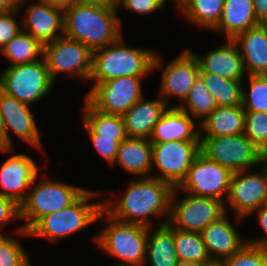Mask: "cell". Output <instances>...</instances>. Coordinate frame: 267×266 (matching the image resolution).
<instances>
[{"instance_id": "1", "label": "cell", "mask_w": 267, "mask_h": 266, "mask_svg": "<svg viewBox=\"0 0 267 266\" xmlns=\"http://www.w3.org/2000/svg\"><path fill=\"white\" fill-rule=\"evenodd\" d=\"M123 195L115 201L103 200V209L116 220L147 227L164 225L169 221L174 187L154 177L130 180ZM151 217L158 219L157 223ZM159 217V218H158Z\"/></svg>"}, {"instance_id": "2", "label": "cell", "mask_w": 267, "mask_h": 266, "mask_svg": "<svg viewBox=\"0 0 267 266\" xmlns=\"http://www.w3.org/2000/svg\"><path fill=\"white\" fill-rule=\"evenodd\" d=\"M117 7L74 3L63 11V35L88 46L92 51L116 42L122 34Z\"/></svg>"}, {"instance_id": "3", "label": "cell", "mask_w": 267, "mask_h": 266, "mask_svg": "<svg viewBox=\"0 0 267 266\" xmlns=\"http://www.w3.org/2000/svg\"><path fill=\"white\" fill-rule=\"evenodd\" d=\"M122 35L116 42L92 52L89 82L101 83L119 77L147 78L153 72L156 51L127 46Z\"/></svg>"}, {"instance_id": "4", "label": "cell", "mask_w": 267, "mask_h": 266, "mask_svg": "<svg viewBox=\"0 0 267 266\" xmlns=\"http://www.w3.org/2000/svg\"><path fill=\"white\" fill-rule=\"evenodd\" d=\"M102 219L107 223L92 236L102 253L118 260L116 265L144 266L149 227L116 220L104 209L100 211L97 222Z\"/></svg>"}, {"instance_id": "5", "label": "cell", "mask_w": 267, "mask_h": 266, "mask_svg": "<svg viewBox=\"0 0 267 266\" xmlns=\"http://www.w3.org/2000/svg\"><path fill=\"white\" fill-rule=\"evenodd\" d=\"M101 190L89 188L70 206L40 218L29 230L28 237H38L50 242L62 241L71 235L84 231L97 222L103 209V200L99 199Z\"/></svg>"}, {"instance_id": "6", "label": "cell", "mask_w": 267, "mask_h": 266, "mask_svg": "<svg viewBox=\"0 0 267 266\" xmlns=\"http://www.w3.org/2000/svg\"><path fill=\"white\" fill-rule=\"evenodd\" d=\"M87 189L65 181H55V179L49 178V175L44 174L42 177V174L39 173L34 179L26 199L20 205V219L25 223L18 226L14 233L20 237H28V230L40 218L70 206Z\"/></svg>"}, {"instance_id": "7", "label": "cell", "mask_w": 267, "mask_h": 266, "mask_svg": "<svg viewBox=\"0 0 267 266\" xmlns=\"http://www.w3.org/2000/svg\"><path fill=\"white\" fill-rule=\"evenodd\" d=\"M54 84L44 58L7 66L0 73V89L31 106L47 97Z\"/></svg>"}, {"instance_id": "8", "label": "cell", "mask_w": 267, "mask_h": 266, "mask_svg": "<svg viewBox=\"0 0 267 266\" xmlns=\"http://www.w3.org/2000/svg\"><path fill=\"white\" fill-rule=\"evenodd\" d=\"M200 152L232 173L257 168L262 152L244 134L200 136Z\"/></svg>"}, {"instance_id": "9", "label": "cell", "mask_w": 267, "mask_h": 266, "mask_svg": "<svg viewBox=\"0 0 267 266\" xmlns=\"http://www.w3.org/2000/svg\"><path fill=\"white\" fill-rule=\"evenodd\" d=\"M92 52L88 46L65 35L43 45V58L54 82L61 73L89 82Z\"/></svg>"}, {"instance_id": "10", "label": "cell", "mask_w": 267, "mask_h": 266, "mask_svg": "<svg viewBox=\"0 0 267 266\" xmlns=\"http://www.w3.org/2000/svg\"><path fill=\"white\" fill-rule=\"evenodd\" d=\"M184 193L186 195L184 194L181 199L177 197L181 194L177 187L172 193L167 223L173 228L200 233L226 213L225 203L218 199Z\"/></svg>"}, {"instance_id": "11", "label": "cell", "mask_w": 267, "mask_h": 266, "mask_svg": "<svg viewBox=\"0 0 267 266\" xmlns=\"http://www.w3.org/2000/svg\"><path fill=\"white\" fill-rule=\"evenodd\" d=\"M162 62H164L162 61V57L156 52L153 71L158 69L162 71L157 95L169 107L173 98H178L179 103L175 105L171 104V107H178L187 98L192 85L199 76L200 68L198 60L188 47L181 51L179 55L175 56L174 59L166 63V65Z\"/></svg>"}, {"instance_id": "12", "label": "cell", "mask_w": 267, "mask_h": 266, "mask_svg": "<svg viewBox=\"0 0 267 266\" xmlns=\"http://www.w3.org/2000/svg\"><path fill=\"white\" fill-rule=\"evenodd\" d=\"M266 203L267 171L262 164L257 168L232 173L225 208L226 212L233 213L234 222L245 221L253 211Z\"/></svg>"}, {"instance_id": "13", "label": "cell", "mask_w": 267, "mask_h": 266, "mask_svg": "<svg viewBox=\"0 0 267 266\" xmlns=\"http://www.w3.org/2000/svg\"><path fill=\"white\" fill-rule=\"evenodd\" d=\"M152 174L174 188L185 179L189 168L200 153V141L151 142ZM158 171L155 172L153 171Z\"/></svg>"}, {"instance_id": "14", "label": "cell", "mask_w": 267, "mask_h": 266, "mask_svg": "<svg viewBox=\"0 0 267 266\" xmlns=\"http://www.w3.org/2000/svg\"><path fill=\"white\" fill-rule=\"evenodd\" d=\"M231 176L232 172L228 168L200 152L177 188L180 192L212 197L225 203L230 191Z\"/></svg>"}, {"instance_id": "15", "label": "cell", "mask_w": 267, "mask_h": 266, "mask_svg": "<svg viewBox=\"0 0 267 266\" xmlns=\"http://www.w3.org/2000/svg\"><path fill=\"white\" fill-rule=\"evenodd\" d=\"M141 81L143 78L126 76L93 83L84 97L101 112L123 116L144 96Z\"/></svg>"}, {"instance_id": "16", "label": "cell", "mask_w": 267, "mask_h": 266, "mask_svg": "<svg viewBox=\"0 0 267 266\" xmlns=\"http://www.w3.org/2000/svg\"><path fill=\"white\" fill-rule=\"evenodd\" d=\"M32 106L17 100L0 89V112L5 128V148L13 147V136L20 138L37 151H44L41 134L37 125Z\"/></svg>"}, {"instance_id": "17", "label": "cell", "mask_w": 267, "mask_h": 266, "mask_svg": "<svg viewBox=\"0 0 267 266\" xmlns=\"http://www.w3.org/2000/svg\"><path fill=\"white\" fill-rule=\"evenodd\" d=\"M0 152L10 155L0 165V195L21 205L43 167L27 153H11L14 152V148H0Z\"/></svg>"}, {"instance_id": "18", "label": "cell", "mask_w": 267, "mask_h": 266, "mask_svg": "<svg viewBox=\"0 0 267 266\" xmlns=\"http://www.w3.org/2000/svg\"><path fill=\"white\" fill-rule=\"evenodd\" d=\"M24 7L25 14L24 17H21L22 29L36 38L42 45L63 35V10L43 0H36L35 2L22 0L18 9L21 11Z\"/></svg>"}, {"instance_id": "19", "label": "cell", "mask_w": 267, "mask_h": 266, "mask_svg": "<svg viewBox=\"0 0 267 266\" xmlns=\"http://www.w3.org/2000/svg\"><path fill=\"white\" fill-rule=\"evenodd\" d=\"M189 50L198 60L200 73H211L245 83L247 75L243 60L238 46L232 39H226L222 45L216 46L202 55Z\"/></svg>"}, {"instance_id": "20", "label": "cell", "mask_w": 267, "mask_h": 266, "mask_svg": "<svg viewBox=\"0 0 267 266\" xmlns=\"http://www.w3.org/2000/svg\"><path fill=\"white\" fill-rule=\"evenodd\" d=\"M233 223L226 212L200 232L212 260L223 261L248 243Z\"/></svg>"}, {"instance_id": "21", "label": "cell", "mask_w": 267, "mask_h": 266, "mask_svg": "<svg viewBox=\"0 0 267 266\" xmlns=\"http://www.w3.org/2000/svg\"><path fill=\"white\" fill-rule=\"evenodd\" d=\"M179 107H168L155 125L150 142L200 141V124Z\"/></svg>"}, {"instance_id": "22", "label": "cell", "mask_w": 267, "mask_h": 266, "mask_svg": "<svg viewBox=\"0 0 267 266\" xmlns=\"http://www.w3.org/2000/svg\"><path fill=\"white\" fill-rule=\"evenodd\" d=\"M240 51L246 75H267V24H259L232 39Z\"/></svg>"}, {"instance_id": "23", "label": "cell", "mask_w": 267, "mask_h": 266, "mask_svg": "<svg viewBox=\"0 0 267 266\" xmlns=\"http://www.w3.org/2000/svg\"><path fill=\"white\" fill-rule=\"evenodd\" d=\"M168 107L159 95L148 100L143 96L123 115L127 137L150 139Z\"/></svg>"}, {"instance_id": "24", "label": "cell", "mask_w": 267, "mask_h": 266, "mask_svg": "<svg viewBox=\"0 0 267 266\" xmlns=\"http://www.w3.org/2000/svg\"><path fill=\"white\" fill-rule=\"evenodd\" d=\"M114 165L118 168L120 166L124 172L135 178L151 177L152 144L150 140L127 137L119 144Z\"/></svg>"}, {"instance_id": "25", "label": "cell", "mask_w": 267, "mask_h": 266, "mask_svg": "<svg viewBox=\"0 0 267 266\" xmlns=\"http://www.w3.org/2000/svg\"><path fill=\"white\" fill-rule=\"evenodd\" d=\"M259 24L253 0H225L219 23L212 32L220 33L225 39H233Z\"/></svg>"}, {"instance_id": "26", "label": "cell", "mask_w": 267, "mask_h": 266, "mask_svg": "<svg viewBox=\"0 0 267 266\" xmlns=\"http://www.w3.org/2000/svg\"><path fill=\"white\" fill-rule=\"evenodd\" d=\"M245 110L241 106H217L200 123V136H232L244 133Z\"/></svg>"}, {"instance_id": "27", "label": "cell", "mask_w": 267, "mask_h": 266, "mask_svg": "<svg viewBox=\"0 0 267 266\" xmlns=\"http://www.w3.org/2000/svg\"><path fill=\"white\" fill-rule=\"evenodd\" d=\"M177 260L173 227L168 223L149 227L144 266H175Z\"/></svg>"}, {"instance_id": "28", "label": "cell", "mask_w": 267, "mask_h": 266, "mask_svg": "<svg viewBox=\"0 0 267 266\" xmlns=\"http://www.w3.org/2000/svg\"><path fill=\"white\" fill-rule=\"evenodd\" d=\"M82 121L98 138H114L119 144L127 138L123 116L101 112L84 97Z\"/></svg>"}, {"instance_id": "29", "label": "cell", "mask_w": 267, "mask_h": 266, "mask_svg": "<svg viewBox=\"0 0 267 266\" xmlns=\"http://www.w3.org/2000/svg\"><path fill=\"white\" fill-rule=\"evenodd\" d=\"M224 3L225 0H182L176 10L192 26L212 31L219 23Z\"/></svg>"}, {"instance_id": "30", "label": "cell", "mask_w": 267, "mask_h": 266, "mask_svg": "<svg viewBox=\"0 0 267 266\" xmlns=\"http://www.w3.org/2000/svg\"><path fill=\"white\" fill-rule=\"evenodd\" d=\"M0 55L9 61L8 66L30 63L43 58V45L22 29L0 50Z\"/></svg>"}, {"instance_id": "31", "label": "cell", "mask_w": 267, "mask_h": 266, "mask_svg": "<svg viewBox=\"0 0 267 266\" xmlns=\"http://www.w3.org/2000/svg\"><path fill=\"white\" fill-rule=\"evenodd\" d=\"M217 106H241L243 81L227 79L211 73H199Z\"/></svg>"}, {"instance_id": "32", "label": "cell", "mask_w": 267, "mask_h": 266, "mask_svg": "<svg viewBox=\"0 0 267 266\" xmlns=\"http://www.w3.org/2000/svg\"><path fill=\"white\" fill-rule=\"evenodd\" d=\"M178 107L200 124L216 109L217 104L203 79L198 76L187 98Z\"/></svg>"}, {"instance_id": "33", "label": "cell", "mask_w": 267, "mask_h": 266, "mask_svg": "<svg viewBox=\"0 0 267 266\" xmlns=\"http://www.w3.org/2000/svg\"><path fill=\"white\" fill-rule=\"evenodd\" d=\"M173 237L179 260L198 264L207 263L212 260L200 233L173 228Z\"/></svg>"}, {"instance_id": "34", "label": "cell", "mask_w": 267, "mask_h": 266, "mask_svg": "<svg viewBox=\"0 0 267 266\" xmlns=\"http://www.w3.org/2000/svg\"><path fill=\"white\" fill-rule=\"evenodd\" d=\"M246 77L249 88L242 85V107L245 112L267 113V75Z\"/></svg>"}, {"instance_id": "35", "label": "cell", "mask_w": 267, "mask_h": 266, "mask_svg": "<svg viewBox=\"0 0 267 266\" xmlns=\"http://www.w3.org/2000/svg\"><path fill=\"white\" fill-rule=\"evenodd\" d=\"M19 239L12 235H0V266H29V253Z\"/></svg>"}, {"instance_id": "36", "label": "cell", "mask_w": 267, "mask_h": 266, "mask_svg": "<svg viewBox=\"0 0 267 266\" xmlns=\"http://www.w3.org/2000/svg\"><path fill=\"white\" fill-rule=\"evenodd\" d=\"M244 134L261 151H267V113L245 112Z\"/></svg>"}, {"instance_id": "37", "label": "cell", "mask_w": 267, "mask_h": 266, "mask_svg": "<svg viewBox=\"0 0 267 266\" xmlns=\"http://www.w3.org/2000/svg\"><path fill=\"white\" fill-rule=\"evenodd\" d=\"M222 262L224 266H267V246L247 243Z\"/></svg>"}, {"instance_id": "38", "label": "cell", "mask_w": 267, "mask_h": 266, "mask_svg": "<svg viewBox=\"0 0 267 266\" xmlns=\"http://www.w3.org/2000/svg\"><path fill=\"white\" fill-rule=\"evenodd\" d=\"M81 122L85 132H87L86 134L88 135L89 140H91L90 143L94 147V150L106 163H108V165L113 166L117 158L119 143L114 141V138H98V135H96L83 121Z\"/></svg>"}, {"instance_id": "39", "label": "cell", "mask_w": 267, "mask_h": 266, "mask_svg": "<svg viewBox=\"0 0 267 266\" xmlns=\"http://www.w3.org/2000/svg\"><path fill=\"white\" fill-rule=\"evenodd\" d=\"M21 12L24 11L19 9L0 11V50L22 30L21 20L17 22Z\"/></svg>"}, {"instance_id": "40", "label": "cell", "mask_w": 267, "mask_h": 266, "mask_svg": "<svg viewBox=\"0 0 267 266\" xmlns=\"http://www.w3.org/2000/svg\"><path fill=\"white\" fill-rule=\"evenodd\" d=\"M166 2L167 0H116V6L118 11L124 8L130 13L148 16L164 10Z\"/></svg>"}, {"instance_id": "41", "label": "cell", "mask_w": 267, "mask_h": 266, "mask_svg": "<svg viewBox=\"0 0 267 266\" xmlns=\"http://www.w3.org/2000/svg\"><path fill=\"white\" fill-rule=\"evenodd\" d=\"M20 220V205L12 199L0 195V235L12 221Z\"/></svg>"}, {"instance_id": "42", "label": "cell", "mask_w": 267, "mask_h": 266, "mask_svg": "<svg viewBox=\"0 0 267 266\" xmlns=\"http://www.w3.org/2000/svg\"><path fill=\"white\" fill-rule=\"evenodd\" d=\"M255 215L257 218L258 226L263 230V235L256 237H247V242L253 245L267 246V203L263 204L260 208L253 211L249 216Z\"/></svg>"}, {"instance_id": "43", "label": "cell", "mask_w": 267, "mask_h": 266, "mask_svg": "<svg viewBox=\"0 0 267 266\" xmlns=\"http://www.w3.org/2000/svg\"><path fill=\"white\" fill-rule=\"evenodd\" d=\"M256 19L261 24H267V0H253Z\"/></svg>"}, {"instance_id": "44", "label": "cell", "mask_w": 267, "mask_h": 266, "mask_svg": "<svg viewBox=\"0 0 267 266\" xmlns=\"http://www.w3.org/2000/svg\"><path fill=\"white\" fill-rule=\"evenodd\" d=\"M77 2L85 5H96L101 7H117L116 0H77Z\"/></svg>"}, {"instance_id": "45", "label": "cell", "mask_w": 267, "mask_h": 266, "mask_svg": "<svg viewBox=\"0 0 267 266\" xmlns=\"http://www.w3.org/2000/svg\"><path fill=\"white\" fill-rule=\"evenodd\" d=\"M43 1H46L52 6L59 8L63 11L77 2V0H43Z\"/></svg>"}, {"instance_id": "46", "label": "cell", "mask_w": 267, "mask_h": 266, "mask_svg": "<svg viewBox=\"0 0 267 266\" xmlns=\"http://www.w3.org/2000/svg\"><path fill=\"white\" fill-rule=\"evenodd\" d=\"M22 0H0V11L18 9Z\"/></svg>"}, {"instance_id": "47", "label": "cell", "mask_w": 267, "mask_h": 266, "mask_svg": "<svg viewBox=\"0 0 267 266\" xmlns=\"http://www.w3.org/2000/svg\"><path fill=\"white\" fill-rule=\"evenodd\" d=\"M0 148H5V128L1 112H0Z\"/></svg>"}, {"instance_id": "48", "label": "cell", "mask_w": 267, "mask_h": 266, "mask_svg": "<svg viewBox=\"0 0 267 266\" xmlns=\"http://www.w3.org/2000/svg\"><path fill=\"white\" fill-rule=\"evenodd\" d=\"M175 266H199V264L191 261L178 259Z\"/></svg>"}, {"instance_id": "49", "label": "cell", "mask_w": 267, "mask_h": 266, "mask_svg": "<svg viewBox=\"0 0 267 266\" xmlns=\"http://www.w3.org/2000/svg\"><path fill=\"white\" fill-rule=\"evenodd\" d=\"M199 266H224L222 261L211 260L207 263L199 264Z\"/></svg>"}, {"instance_id": "50", "label": "cell", "mask_w": 267, "mask_h": 266, "mask_svg": "<svg viewBox=\"0 0 267 266\" xmlns=\"http://www.w3.org/2000/svg\"><path fill=\"white\" fill-rule=\"evenodd\" d=\"M261 164L267 171V151L262 152V163Z\"/></svg>"}, {"instance_id": "51", "label": "cell", "mask_w": 267, "mask_h": 266, "mask_svg": "<svg viewBox=\"0 0 267 266\" xmlns=\"http://www.w3.org/2000/svg\"><path fill=\"white\" fill-rule=\"evenodd\" d=\"M114 265L111 266H127V265H116L115 262L113 263ZM130 266V265H129Z\"/></svg>"}]
</instances>
